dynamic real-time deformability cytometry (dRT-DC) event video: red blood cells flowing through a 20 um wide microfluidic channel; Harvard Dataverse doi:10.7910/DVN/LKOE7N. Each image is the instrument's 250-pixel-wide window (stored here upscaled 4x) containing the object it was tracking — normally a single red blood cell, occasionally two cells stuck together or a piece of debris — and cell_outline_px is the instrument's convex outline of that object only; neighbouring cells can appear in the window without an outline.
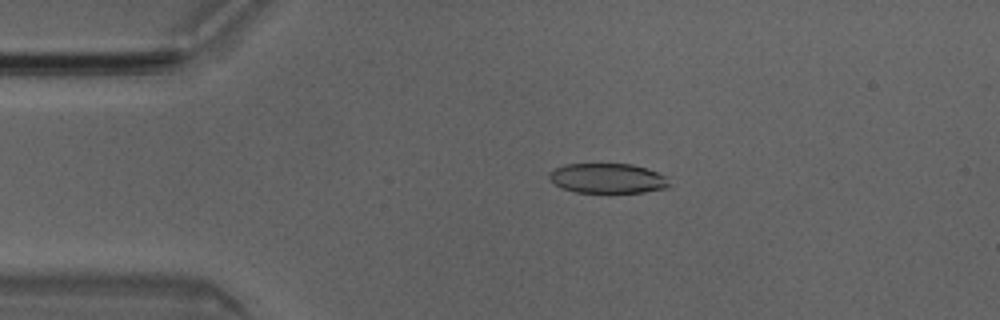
{"species": "Egyptian fruit bat (a non-hibernating species)", "species_latin": "Rousettus aegyptiacus", "temperature_condition": "room temperature", "stored_images_in_passage": 47, "camera_frame_rate_fps": 3000, "um_per_image_px": 0.085, "animal": {"sex": "male"}, "frame": {"image": 1, "passage_image": 7, "time_ms": 2.0, "image_size_px": [1000, 320], "cell_outline_px": [[668, 188], [644, 192], [576, 192], [560, 188], [548, 176], [548, 172], [564, 164], [632, 164], [648, 168], [664, 176], [668, 184]], "centroid_in_image_um": [51.62, 15.15], "position_along_channel_um": 33.4, "area_um2": 20.75}}
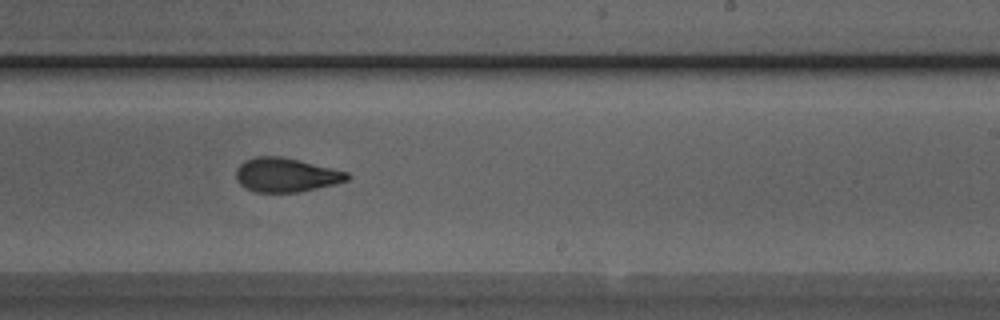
{"frame": {"image": 2, "passage_image": 27, "time_ms": 8.667, "image_size_px": [1000, 320], "cell_outline_px": [[352, 176], [348, 180], [336, 184], [296, 192], [256, 192], [244, 188], [236, 180], [236, 168], [244, 160], [256, 156], [280, 156], [332, 168], [348, 172]], "centroid_in_image_um": [24.29, 14.87], "position_along_channel_um": 264.7, "area_um2": 22.08}}
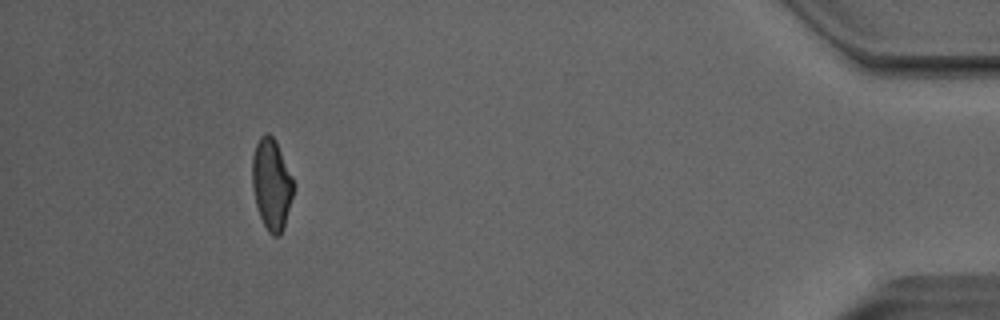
{"frame": {"image": 3, "passage_image": 43, "time_ms": 14.0, "image_size_px": [1000, 320], "cell_outline_px": [[296, 184], [284, 228], [280, 236], [272, 236], [268, 232], [260, 216], [256, 204], [252, 188], [252, 156], [256, 144], [260, 136], [264, 132], [268, 132], [276, 140]], "centroid_in_image_um": [23.1, 15.64], "position_along_channel_um": 412.1, "area_um2": 22.31}, "authors_computed_cell_mechanics": {"area_um2": 22.4264, "velocity_mm_per_s": 4.0447, "shape_relaxation_time_tau1_ms": 5.2922, "shape_relaxation_time_tau2_ms": 1.6139, "deformation_change_tau1": 0.1762, "deformation_change_tau2": 0.0841}}